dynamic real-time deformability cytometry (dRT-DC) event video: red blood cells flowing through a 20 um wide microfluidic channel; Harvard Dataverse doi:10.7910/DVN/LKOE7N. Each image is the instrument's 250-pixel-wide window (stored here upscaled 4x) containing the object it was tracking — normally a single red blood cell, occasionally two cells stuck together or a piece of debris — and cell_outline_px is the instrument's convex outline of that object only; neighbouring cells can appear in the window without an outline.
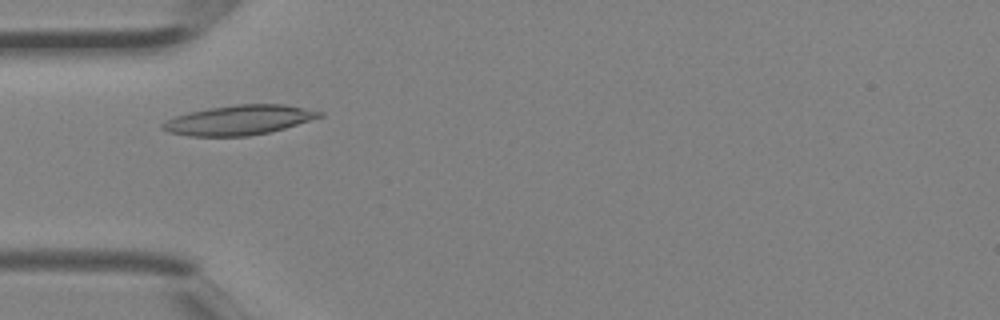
{"species": "Egyptian fruit bat (a non-hibernating species)", "species_latin": "Rousettus aegyptiacus", "temperature_condition": "room temperature", "stored_images_in_passage": 1, "camera_frame_rate_fps": 3000, "um_per_image_px": 0.085, "animal": {"sex": "female"}, "frame": {"image": 1, "passage_image": 1, "time_ms": 0.0, "image_size_px": [1000, 320], "cell_outline_px": [[324, 116], [284, 128], [268, 132], [248, 136], [188, 136], [168, 132], [160, 128], [160, 124], [176, 116], [188, 112], [208, 108], [236, 104], [284, 104], [324, 112]], "centroid_in_image_um": [20.3, 10.2], "position_along_channel_um": 64.7, "area_um2": 27.11}}